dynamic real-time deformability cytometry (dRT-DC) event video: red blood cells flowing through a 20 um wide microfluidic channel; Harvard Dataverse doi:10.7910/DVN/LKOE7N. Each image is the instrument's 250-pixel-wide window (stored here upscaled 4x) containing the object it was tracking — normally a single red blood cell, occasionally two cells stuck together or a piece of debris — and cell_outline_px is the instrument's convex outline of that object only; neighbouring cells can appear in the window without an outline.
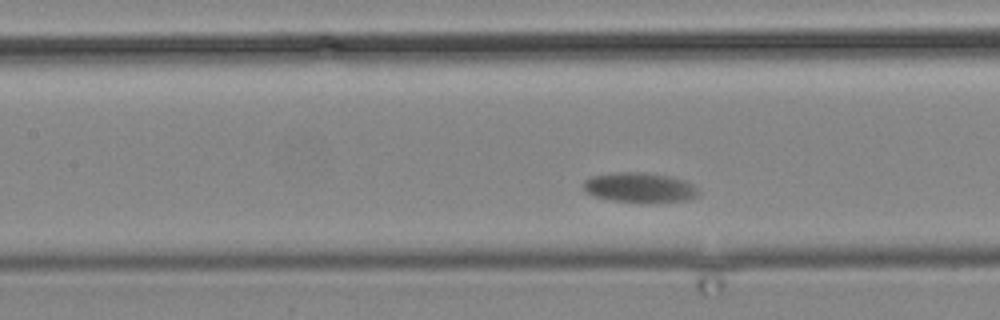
{"species": "common noctule bat (a hibernating species)", "species_latin": "Nyctalus noctula", "temperature_condition": "cold", "stored_images_in_passage": 6, "segment_of_instrument_passage": [2, 2], "camera_frame_rate_fps": 3000, "um_per_image_px": 0.085, "animal": {"sex": "male", "body_mass_g": 19.2, "forearm_length_mm": 51.8}, "frame": {"image": 1, "passage_image": 6, "time_ms": 6.333, "image_size_px": [1000, 320], "cell_outline_px": [[700, 192], [696, 196], [688, 200], [656, 204], [612, 200], [596, 196], [584, 192], [584, 180], [592, 176], [612, 172], [644, 172], [668, 176], [684, 180], [692, 184]], "centroid_in_image_um": [54.39, 15.96], "position_along_channel_um": 153.0, "area_um2": 20.35}}